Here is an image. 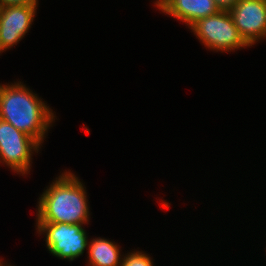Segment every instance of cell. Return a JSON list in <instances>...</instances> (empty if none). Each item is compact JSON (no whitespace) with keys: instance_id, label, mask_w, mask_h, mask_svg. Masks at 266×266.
<instances>
[{"instance_id":"1","label":"cell","mask_w":266,"mask_h":266,"mask_svg":"<svg viewBox=\"0 0 266 266\" xmlns=\"http://www.w3.org/2000/svg\"><path fill=\"white\" fill-rule=\"evenodd\" d=\"M52 110L21 81L0 85V119L42 145L54 122Z\"/></svg>"},{"instance_id":"2","label":"cell","mask_w":266,"mask_h":266,"mask_svg":"<svg viewBox=\"0 0 266 266\" xmlns=\"http://www.w3.org/2000/svg\"><path fill=\"white\" fill-rule=\"evenodd\" d=\"M55 179L39 198L36 221L88 224L90 211L86 187L69 171Z\"/></svg>"},{"instance_id":"3","label":"cell","mask_w":266,"mask_h":266,"mask_svg":"<svg viewBox=\"0 0 266 266\" xmlns=\"http://www.w3.org/2000/svg\"><path fill=\"white\" fill-rule=\"evenodd\" d=\"M190 29L210 50L229 52L250 47L234 25L229 11H219L217 14L202 18Z\"/></svg>"},{"instance_id":"4","label":"cell","mask_w":266,"mask_h":266,"mask_svg":"<svg viewBox=\"0 0 266 266\" xmlns=\"http://www.w3.org/2000/svg\"><path fill=\"white\" fill-rule=\"evenodd\" d=\"M37 232L45 234L49 253L60 259L73 261L88 247V237L83 225L37 222Z\"/></svg>"},{"instance_id":"5","label":"cell","mask_w":266,"mask_h":266,"mask_svg":"<svg viewBox=\"0 0 266 266\" xmlns=\"http://www.w3.org/2000/svg\"><path fill=\"white\" fill-rule=\"evenodd\" d=\"M40 148L34 138L0 119V163L24 176L31 169L32 154Z\"/></svg>"},{"instance_id":"6","label":"cell","mask_w":266,"mask_h":266,"mask_svg":"<svg viewBox=\"0 0 266 266\" xmlns=\"http://www.w3.org/2000/svg\"><path fill=\"white\" fill-rule=\"evenodd\" d=\"M229 13L250 46L266 38V0H239Z\"/></svg>"},{"instance_id":"7","label":"cell","mask_w":266,"mask_h":266,"mask_svg":"<svg viewBox=\"0 0 266 266\" xmlns=\"http://www.w3.org/2000/svg\"><path fill=\"white\" fill-rule=\"evenodd\" d=\"M38 3L0 7V53L16 45L32 26Z\"/></svg>"},{"instance_id":"8","label":"cell","mask_w":266,"mask_h":266,"mask_svg":"<svg viewBox=\"0 0 266 266\" xmlns=\"http://www.w3.org/2000/svg\"><path fill=\"white\" fill-rule=\"evenodd\" d=\"M159 10L184 22L188 28L198 20L220 11L214 0H167Z\"/></svg>"},{"instance_id":"9","label":"cell","mask_w":266,"mask_h":266,"mask_svg":"<svg viewBox=\"0 0 266 266\" xmlns=\"http://www.w3.org/2000/svg\"><path fill=\"white\" fill-rule=\"evenodd\" d=\"M88 242L89 266H121L120 247L104 238H93Z\"/></svg>"},{"instance_id":"10","label":"cell","mask_w":266,"mask_h":266,"mask_svg":"<svg viewBox=\"0 0 266 266\" xmlns=\"http://www.w3.org/2000/svg\"><path fill=\"white\" fill-rule=\"evenodd\" d=\"M151 259L148 254L142 251H133L124 256L121 266H154Z\"/></svg>"},{"instance_id":"11","label":"cell","mask_w":266,"mask_h":266,"mask_svg":"<svg viewBox=\"0 0 266 266\" xmlns=\"http://www.w3.org/2000/svg\"><path fill=\"white\" fill-rule=\"evenodd\" d=\"M220 11H229L239 0H214Z\"/></svg>"},{"instance_id":"12","label":"cell","mask_w":266,"mask_h":266,"mask_svg":"<svg viewBox=\"0 0 266 266\" xmlns=\"http://www.w3.org/2000/svg\"><path fill=\"white\" fill-rule=\"evenodd\" d=\"M38 3V0H0V7Z\"/></svg>"},{"instance_id":"13","label":"cell","mask_w":266,"mask_h":266,"mask_svg":"<svg viewBox=\"0 0 266 266\" xmlns=\"http://www.w3.org/2000/svg\"><path fill=\"white\" fill-rule=\"evenodd\" d=\"M167 0H156L155 1V6L159 9Z\"/></svg>"},{"instance_id":"14","label":"cell","mask_w":266,"mask_h":266,"mask_svg":"<svg viewBox=\"0 0 266 266\" xmlns=\"http://www.w3.org/2000/svg\"><path fill=\"white\" fill-rule=\"evenodd\" d=\"M0 266H11L10 264L8 265V263L5 265V263H3V260H0Z\"/></svg>"}]
</instances>
